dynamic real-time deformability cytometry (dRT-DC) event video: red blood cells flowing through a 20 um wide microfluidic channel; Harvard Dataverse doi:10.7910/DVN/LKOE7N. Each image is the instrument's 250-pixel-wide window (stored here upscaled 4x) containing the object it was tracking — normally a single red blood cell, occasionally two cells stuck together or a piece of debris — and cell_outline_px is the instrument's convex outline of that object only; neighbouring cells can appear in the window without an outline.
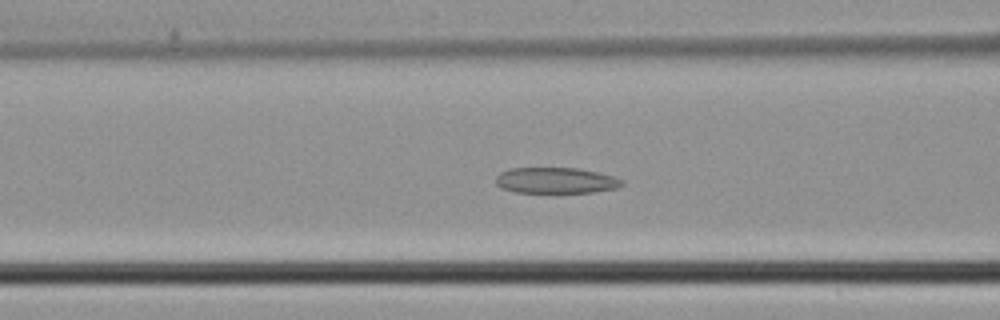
{"species": "common noctule bat (a hibernating species)", "species_latin": "Nyctalus noctula", "temperature_condition": "cold", "stored_images_in_passage": 42, "camera_frame_rate_fps": 3000, "um_per_image_px": 0.085, "animal": {"sex": "male", "body_mass_g": 21.5, "forearm_length_mm": 52.0}, "frame": {"image": 1, "passage_image": 14, "time_ms": 4.333, "image_size_px": [1000, 320], "cell_outline_px": [[624, 184], [616, 188], [592, 192], [516, 192], [500, 188], [496, 184], [496, 176], [500, 172], [508, 168], [576, 168], [596, 172], [612, 176], [624, 180]], "centroid_in_image_um": [47.21, 15.33], "position_along_channel_um": 119.4, "area_um2": 18.96}}
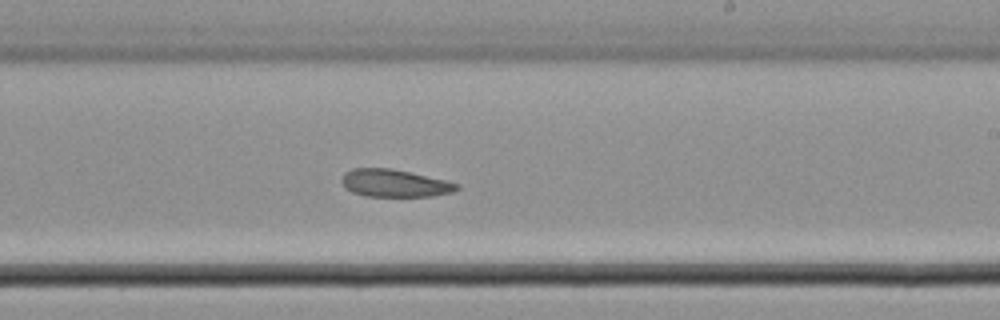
{"frame": {"image": 2, "passage_image": 23, "time_ms": 7.333, "image_size_px": [1000, 320], "cell_outline_px": [[460, 188], [452, 192], [432, 196], [364, 196], [352, 192], [344, 188], [340, 180], [344, 172], [352, 168], [388, 168], [408, 172], [444, 180], [460, 184]], "centroid_in_image_um": [33.48, 15.57], "position_along_channel_um": 255.5, "area_um2": 18.44}}
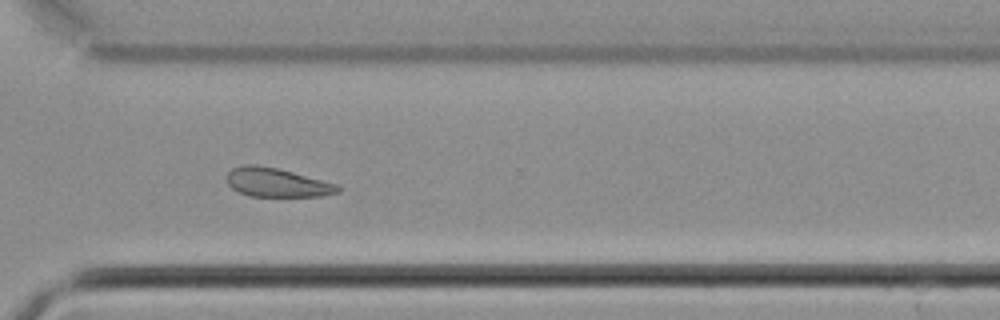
{"frame": {"image": 3, "passage_image": 29, "time_ms": 9.333, "image_size_px": [1000, 320], "cell_outline_px": [[344, 188], [340, 192], [320, 196], [252, 196], [240, 192], [232, 188], [228, 184], [228, 172], [232, 168], [244, 164], [252, 164], [276, 168], [340, 184]], "centroid_in_image_um": [23.6, 15.51], "position_along_channel_um": 347.0, "area_um2": 18.67}}